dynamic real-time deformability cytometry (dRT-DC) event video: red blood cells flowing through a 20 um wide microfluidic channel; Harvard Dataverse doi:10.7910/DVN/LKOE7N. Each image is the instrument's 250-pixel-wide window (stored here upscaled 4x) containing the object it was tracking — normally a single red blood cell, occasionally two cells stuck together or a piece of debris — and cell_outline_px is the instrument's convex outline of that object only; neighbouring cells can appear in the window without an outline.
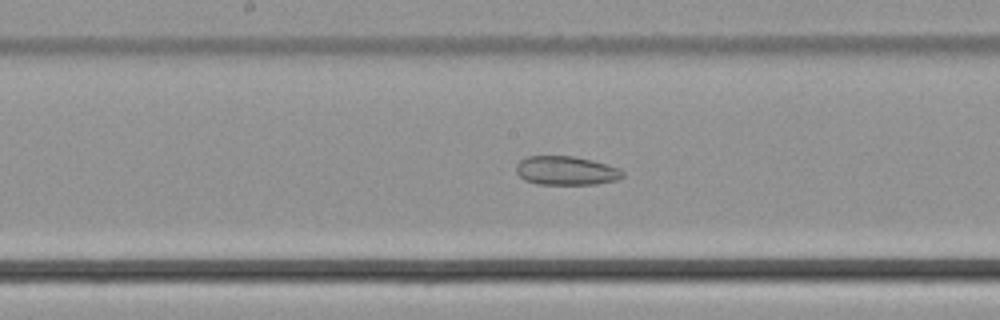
{"species": "common noctule bat (a hibernating species)", "species_latin": "Nyctalus noctula", "temperature_condition": "cold", "stored_images_in_passage": 51, "camera_frame_rate_fps": 3000, "um_per_image_px": 0.085, "animal": {"sex": "male", "body_mass_g": 21.5, "forearm_length_mm": 52.0}, "frame": {"image": 1, "passage_image": 27, "time_ms": 8.667, "image_size_px": [1000, 320], "cell_outline_px": [[624, 176], [616, 180], [596, 184], [536, 184], [524, 180], [516, 172], [516, 164], [520, 160], [528, 156], [572, 156], [592, 160], [620, 168], [624, 172]], "centroid_in_image_um": [48.11, 14.5], "position_along_channel_um": 200.1, "area_um2": 17.98}}
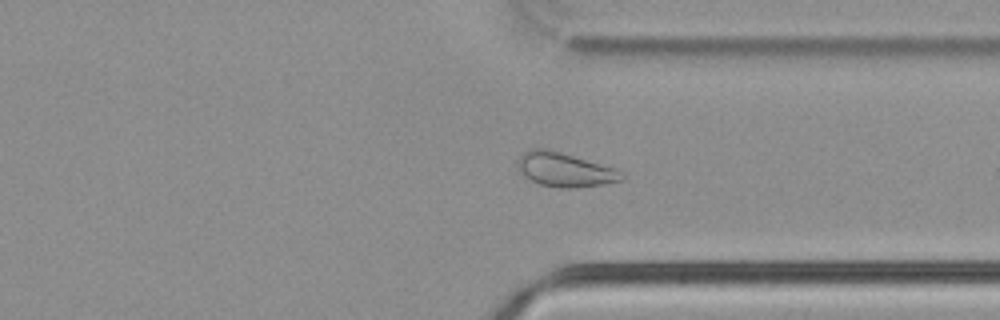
{"frame": {"image": 2, "passage_image": 39, "time_ms": 12.667, "image_size_px": [1000, 320], "cell_outline_px": [[624, 176], [620, 180], [604, 184], [576, 188], [560, 188], [540, 184], [524, 176], [520, 172], [516, 164], [520, 156], [528, 148], [544, 148], [572, 156], [612, 168], [624, 172]], "centroid_in_image_um": [47.95, 14.43], "position_along_channel_um": 363.5, "area_um2": 20.29}}
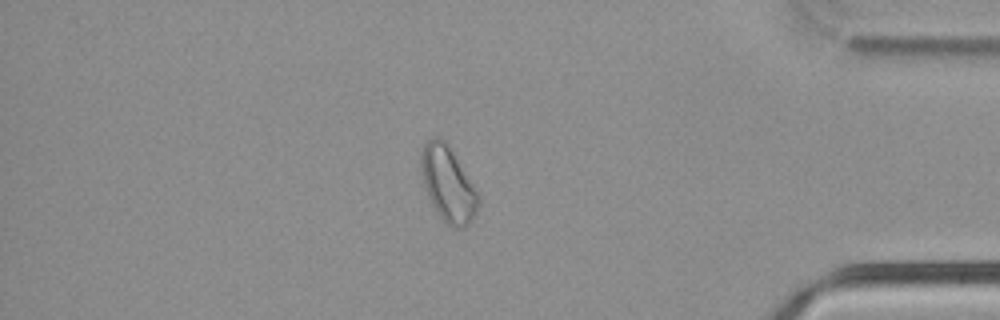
{"frame": {"image": 3, "passage_image": 44, "time_ms": 14.333, "image_size_px": [1000, 320], "cell_outline_px": [[480, 204], [472, 220], [464, 228], [456, 228], [448, 224], [436, 212], [428, 196], [424, 184], [420, 164], [420, 152], [424, 144], [432, 136], [436, 136], [444, 140], [448, 144], [480, 196]], "centroid_in_image_um": [38.08, 15.63], "position_along_channel_um": 397.1, "area_um2": 24.97}}